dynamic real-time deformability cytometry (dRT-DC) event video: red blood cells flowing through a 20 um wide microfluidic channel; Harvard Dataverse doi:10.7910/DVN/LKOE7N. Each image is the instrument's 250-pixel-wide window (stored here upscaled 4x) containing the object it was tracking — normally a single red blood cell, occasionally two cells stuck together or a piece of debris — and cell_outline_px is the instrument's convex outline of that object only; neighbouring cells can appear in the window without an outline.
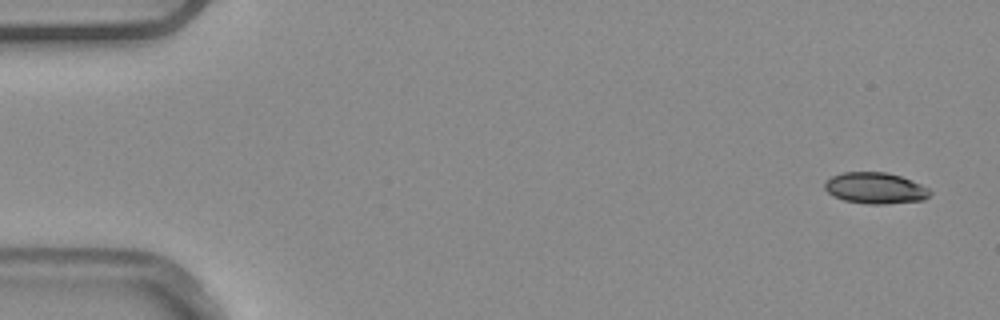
{"species": "common noctule bat (a hibernating species)", "species_latin": "Nyctalus noctula", "temperature_condition": "warm", "stored_images_in_passage": 5, "camera_frame_rate_fps": 3000, "um_per_image_px": 0.085, "animal": {"sex": "male", "body_mass_g": 20.4}, "frame": {"image": 1, "passage_image": 1, "time_ms": 0.0, "image_size_px": [1000, 320], "cell_outline_px": [[932, 192], [924, 200], [884, 204], [868, 204], [844, 200], [832, 196], [824, 188], [824, 184], [832, 176], [844, 172], [888, 172], [912, 180], [928, 188]], "centroid_in_image_um": [74.4, 15.99], "position_along_channel_um": 10.6, "area_um2": 19.13}}
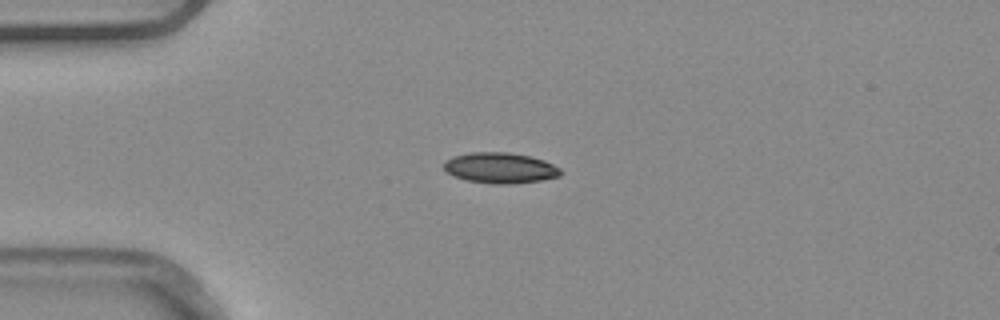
{"frame": {"image": 2, "passage_image": 4, "time_ms": 1.0, "image_size_px": [1000, 320], "cell_outline_px": [[564, 172], [560, 176], [540, 180], [512, 184], [496, 184], [468, 180], [452, 176], [444, 168], [444, 160], [452, 156], [468, 152], [508, 152], [532, 156], [544, 160], [560, 168]], "centroid_in_image_um": [42.52, 14.26], "position_along_channel_um": 42.5, "area_um2": 21.04}}